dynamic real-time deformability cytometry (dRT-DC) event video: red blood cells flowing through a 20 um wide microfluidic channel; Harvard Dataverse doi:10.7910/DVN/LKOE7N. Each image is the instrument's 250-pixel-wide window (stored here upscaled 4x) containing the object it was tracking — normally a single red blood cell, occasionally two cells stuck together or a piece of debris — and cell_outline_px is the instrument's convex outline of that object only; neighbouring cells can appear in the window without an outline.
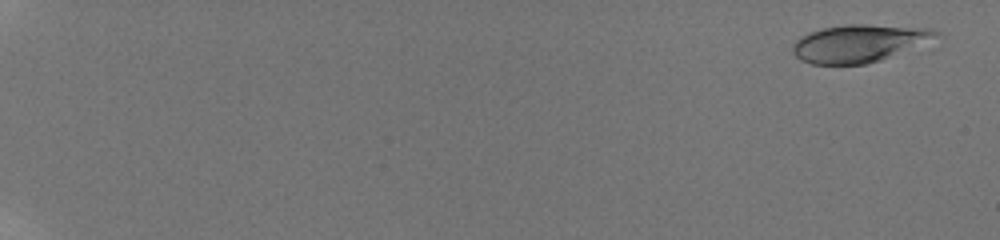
{"species": "human", "species_latin": "Homo sapiens", "temperature_condition": "room temperature", "stored_images_in_passage": 22, "camera_frame_rate_fps": 3000, "um_per_image_px": 0.085, "donor": {"sex": "male"}, "frame": {"image": 1, "passage_image": 3, "time_ms": 0.667, "image_size_px": [1000, 240], "cell_outline_px": [[944, 36], [880, 60], [864, 64], [812, 64], [800, 60], [792, 52], [792, 44], [800, 36], [808, 32], [824, 28], [844, 24], [864, 24], [932, 28], [940, 32]], "centroid_in_image_um": [73.04, 3.67], "position_along_channel_um": 12.0, "area_um2": 31.56}}
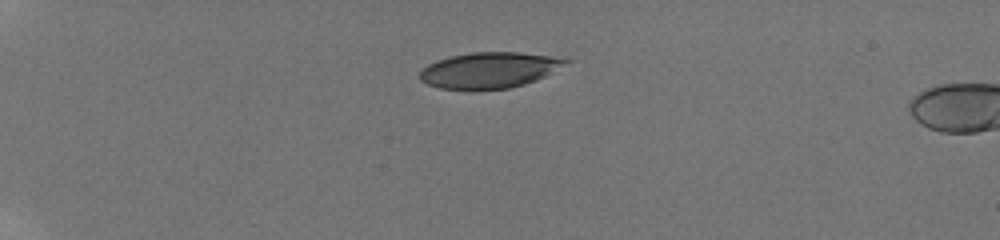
{"frame": {"image": 2, "passage_image": 18, "time_ms": 5.667, "image_size_px": [1000, 240], "cell_outline_px": [[572, 60], [544, 76], [536, 80], [524, 84], [508, 88], [476, 92], [472, 92], [440, 88], [428, 84], [420, 80], [420, 72], [428, 64], [436, 60], [452, 56], [472, 52], [520, 52], [548, 56]], "centroid_in_image_um": [41.53, 6.0], "position_along_channel_um": 43.5, "area_um2": 30.75}}